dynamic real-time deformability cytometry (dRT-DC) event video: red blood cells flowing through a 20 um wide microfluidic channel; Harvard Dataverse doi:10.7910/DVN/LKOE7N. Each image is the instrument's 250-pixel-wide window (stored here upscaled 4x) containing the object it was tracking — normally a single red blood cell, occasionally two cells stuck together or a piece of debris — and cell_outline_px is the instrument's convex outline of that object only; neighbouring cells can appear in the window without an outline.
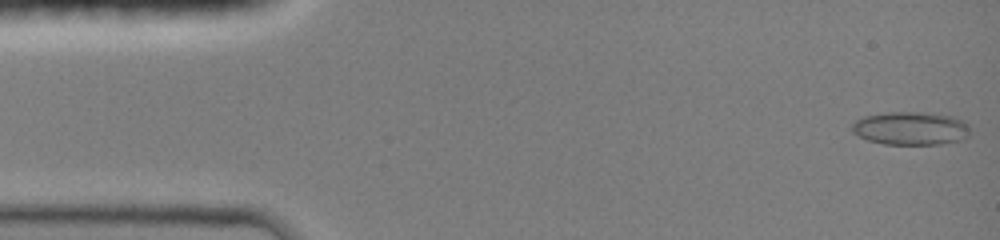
{"species": "common noctule bat (a hibernating species)", "species_latin": "Nyctalus noctula", "temperature_condition": "room temperature", "stored_images_in_passage": 64, "camera_frame_rate_fps": 3000, "um_per_image_px": 0.085, "animal": {"sex": "female", "body_mass_g": 19.0, "forearm_length_mm": 51.5}, "frame": {"image": 1, "passage_image": 1, "time_ms": 0.0, "image_size_px": [1000, 240], "cell_outline_px": [[968, 136], [960, 140], [940, 144], [884, 144], [868, 140], [852, 132], [852, 124], [856, 120], [864, 116], [888, 112], [920, 112], [956, 116], [968, 124]], "centroid_in_image_um": [77.41, 10.9], "position_along_channel_um": 7.6, "area_um2": 22.83}}
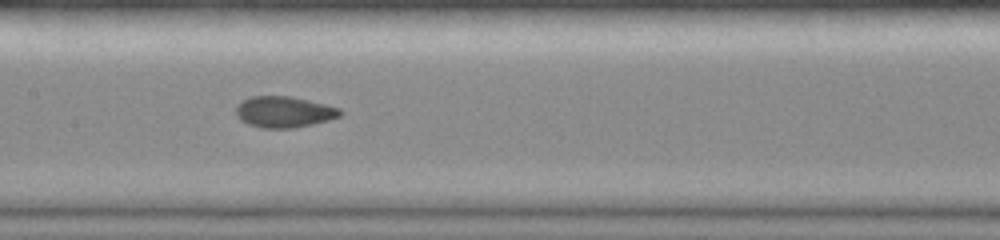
{"frame": {"image": 2, "passage_image": 28, "time_ms": 7.0, "image_size_px": [1000, 240], "cell_outline_px": [[344, 112], [340, 116], [328, 120], [312, 124], [292, 128], [264, 128], [248, 124], [240, 120], [236, 116], [236, 104], [252, 96], [292, 96], [340, 108]], "centroid_in_image_um": [24.13, 9.51], "position_along_channel_um": 183.3, "area_um2": 18.9}}
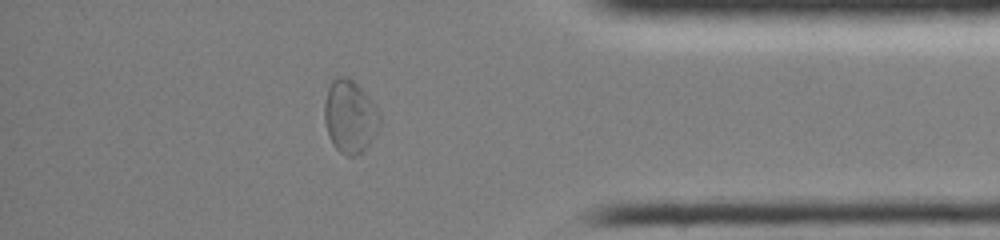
{"frame": {"image": 3, "passage_image": 54, "time_ms": 12.667, "image_size_px": [1000, 240], "cell_outline_px": [[380, 124], [368, 144], [356, 156], [348, 156], [340, 152], [332, 144], [324, 120], [324, 100], [328, 88], [332, 80], [336, 76], [344, 76], [352, 80], [368, 96], [380, 112]], "centroid_in_image_um": [29.72, 9.89], "position_along_channel_um": 405.5, "area_um2": 23.24}, "authors_computed_cell_mechanics": {"area_um2": 19.0162, "velocity_mm_per_s": 4.175, "shape_relaxation_time_tau1_ms": null, "shape_relaxation_time_tau2_ms": 2.1375, "deformation_change_tau1": null, "deformation_change_tau2": 0.0451}}